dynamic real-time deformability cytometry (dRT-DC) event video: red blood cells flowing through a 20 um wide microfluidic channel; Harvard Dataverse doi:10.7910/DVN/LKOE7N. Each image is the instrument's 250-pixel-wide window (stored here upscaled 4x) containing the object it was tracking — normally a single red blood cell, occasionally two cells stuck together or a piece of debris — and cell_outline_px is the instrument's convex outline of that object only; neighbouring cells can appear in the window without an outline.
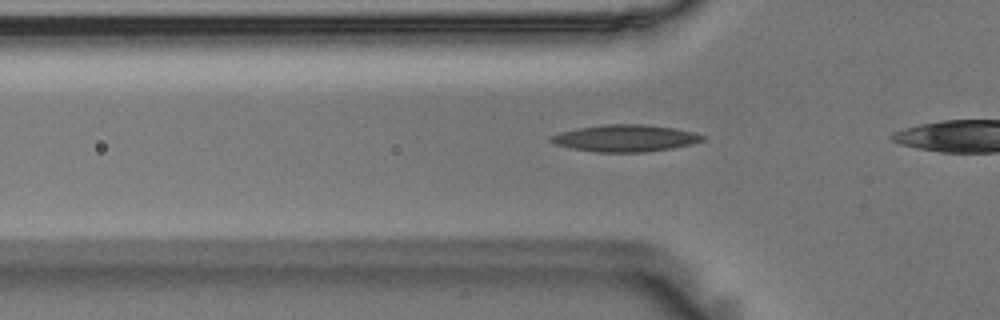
{"species": "Egyptian fruit bat (a non-hibernating species)", "species_latin": "Rousettus aegyptiacus", "temperature_condition": "room temperature", "stored_images_in_passage": 36, "camera_frame_rate_fps": 3000, "um_per_image_px": 0.085, "animal": {"sex": "male"}, "frame": {"image": 1, "passage_image": 9, "time_ms": 2.667, "image_size_px": [1000, 320], "cell_outline_px": [[704, 140], [692, 144], [672, 148], [644, 152], [596, 152], [572, 148], [556, 144], [548, 140], [552, 136], [560, 132], [576, 128], [604, 124], [644, 124], [676, 128], [692, 132], [704, 136]], "centroid_in_image_um": [53.15, 11.74], "position_along_channel_um": 72.7, "area_um2": 23.7}}
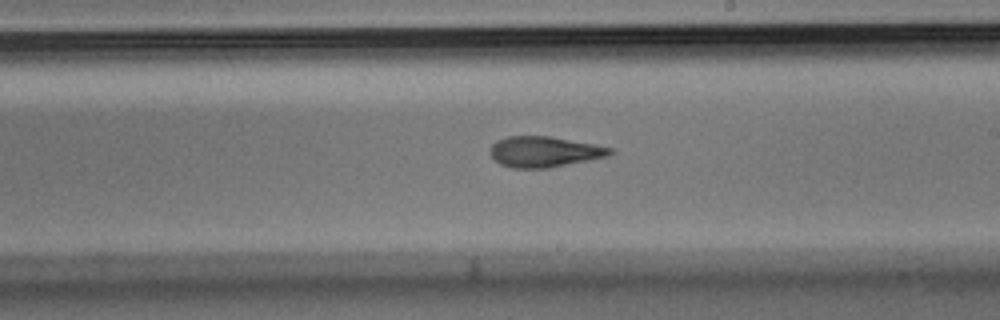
{"frame": {"image": 2, "passage_image": 23, "time_ms": 7.333, "image_size_px": [1000, 320], "cell_outline_px": [[612, 152], [608, 156], [548, 168], [512, 168], [500, 164], [492, 156], [492, 144], [496, 140], [508, 136], [548, 136], [592, 144], [612, 148]], "centroid_in_image_um": [46.24, 12.9], "position_along_channel_um": 242.8, "area_um2": 21.04}}
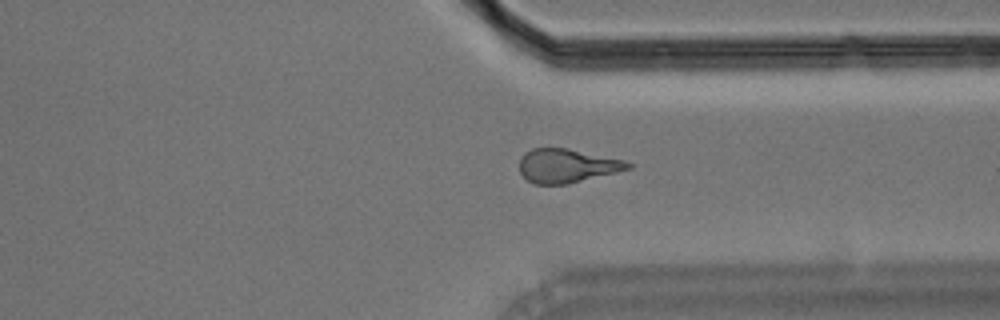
{"frame": {"image": 3, "passage_image": 33, "time_ms": 10.667, "image_size_px": [1000, 320], "cell_outline_px": [[632, 168], [568, 184], [532, 184], [520, 172], [520, 156], [524, 152], [532, 148], [568, 148], [624, 160], [632, 164]], "centroid_in_image_um": [48.17, 14.08], "position_along_channel_um": 363.2, "area_um2": 21.39}}